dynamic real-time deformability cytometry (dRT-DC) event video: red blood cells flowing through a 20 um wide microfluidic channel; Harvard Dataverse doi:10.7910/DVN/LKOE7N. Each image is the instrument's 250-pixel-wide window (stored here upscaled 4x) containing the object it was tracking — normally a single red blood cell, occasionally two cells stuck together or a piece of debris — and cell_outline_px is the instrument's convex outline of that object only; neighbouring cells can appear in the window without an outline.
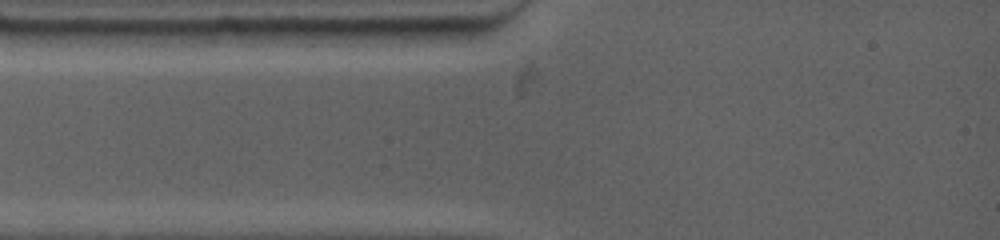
{"species": "common noctule bat (a hibernating species)", "species_latin": "Nyctalus noctula", "temperature_condition": "warm", "stored_images_in_passage": 1, "camera_frame_rate_fps": 4500, "um_per_image_px": 0.085, "animal": {"sex": "female", "body_mass_g": 19.0, "forearm_length_mm": 53.3}, "frame": {"image": 1, "passage_image": 1, "time_ms": 0.0, "image_size_px": [1000, 240], "cell_outline_px": [[244, 28], [240, 40], [236, 44], [144, 44], [136, 32], [216, 28]], "centroid_in_image_um": [16.4, 3.1], "position_along_channel_um": 68.6, "area_um2": 10.64}}